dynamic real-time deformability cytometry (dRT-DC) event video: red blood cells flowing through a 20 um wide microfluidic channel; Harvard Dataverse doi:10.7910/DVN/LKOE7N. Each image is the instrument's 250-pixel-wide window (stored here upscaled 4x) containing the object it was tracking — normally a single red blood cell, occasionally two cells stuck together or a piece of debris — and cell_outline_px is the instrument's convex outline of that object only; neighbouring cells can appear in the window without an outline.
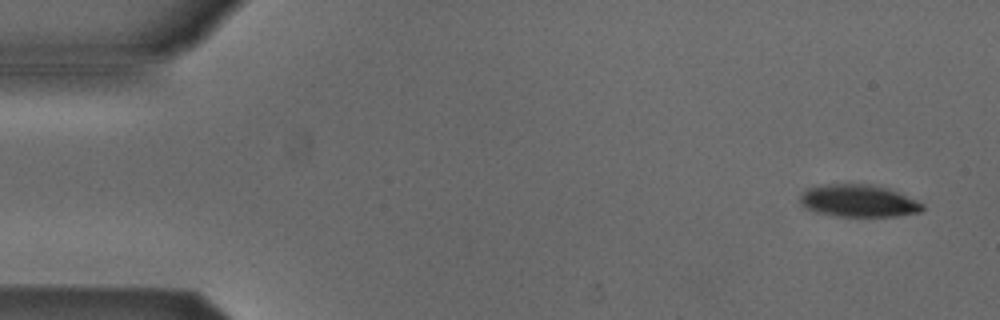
{"species": "Egyptian fruit bat (a non-hibernating species)", "species_latin": "Rousettus aegyptiacus", "temperature_condition": "cold", "stored_images_in_passage": 4, "camera_frame_rate_fps": 3000, "um_per_image_px": 0.085, "animal": {"sex": "male"}, "frame": {"image": 1, "passage_image": 1, "time_ms": 0.0, "image_size_px": [1000, 320], "cell_outline_px": [[924, 208], [920, 212], [896, 216], [836, 216], [820, 212], [808, 208], [800, 200], [800, 196], [808, 188], [828, 184], [868, 184], [888, 188], [916, 200], [924, 204]], "centroid_in_image_um": [73.02, 17.07], "position_along_channel_um": 12.0, "area_um2": 22.6}}
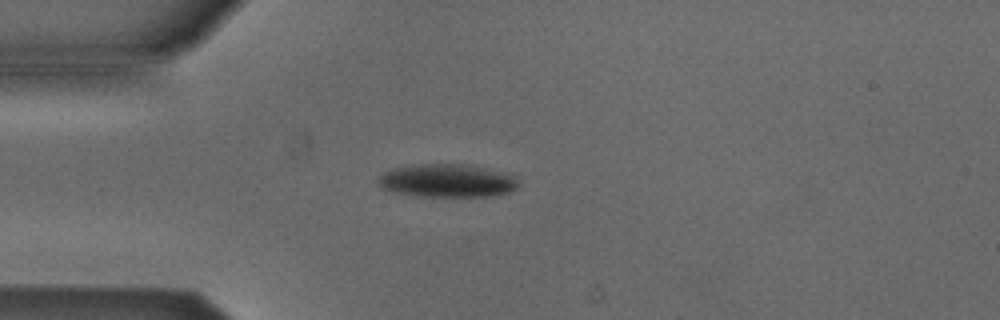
{"frame": {"image": 2, "passage_image": 4, "time_ms": 1.0, "image_size_px": [1000, 320], "cell_outline_px": [[516, 188], [508, 192], [488, 196], [420, 196], [396, 192], [384, 188], [380, 184], [380, 176], [384, 172], [396, 168], [412, 164], [468, 164], [516, 176]], "centroid_in_image_um": [38.01, 15.35], "position_along_channel_um": 47.0, "area_um2": 26.53}}